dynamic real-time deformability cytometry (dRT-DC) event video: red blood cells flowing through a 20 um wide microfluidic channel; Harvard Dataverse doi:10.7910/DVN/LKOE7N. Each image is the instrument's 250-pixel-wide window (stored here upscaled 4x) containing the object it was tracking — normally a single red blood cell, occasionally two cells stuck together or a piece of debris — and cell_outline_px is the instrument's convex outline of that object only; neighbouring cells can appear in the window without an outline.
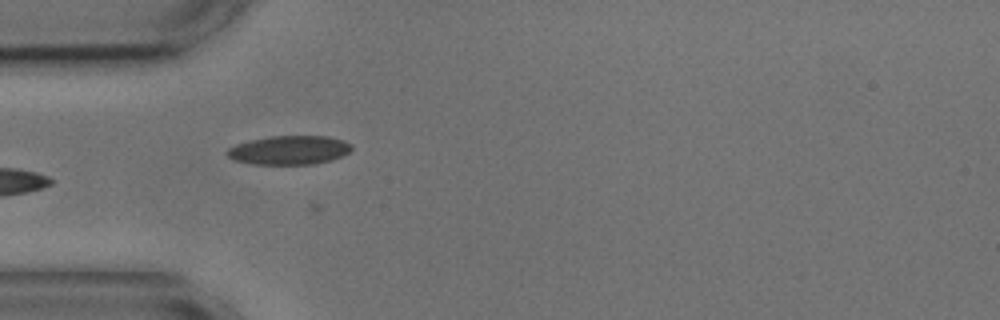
{"species": "common noctule bat (a hibernating species)", "species_latin": "Nyctalus noctula", "temperature_condition": "cold", "stored_images_in_passage": 13, "camera_frame_rate_fps": 3000, "um_per_image_px": 0.085, "animal": {"sex": "male", "body_mass_g": 17.9, "forearm_length_mm": 54.2}, "frame": {"image": 1, "passage_image": 5, "time_ms": 5.667, "image_size_px": [1000, 320], "cell_outline_px": [[352, 148], [348, 152], [332, 160], [316, 164], [252, 164], [232, 160], [224, 152], [228, 148], [236, 144], [248, 140], [268, 136], [328, 136], [344, 140], [352, 144]], "centroid_in_image_um": [24.55, 12.75], "position_along_channel_um": 60.4, "area_um2": 21.21}}
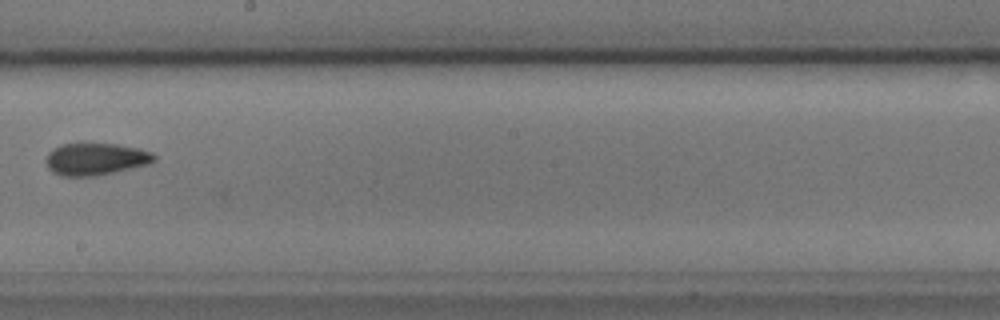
{"frame": {"image": 2, "passage_image": 9, "time_ms": 10.667, "image_size_px": [1000, 320], "cell_outline_px": [[156, 160], [148, 164], [96, 176], [60, 176], [52, 172], [48, 168], [48, 152], [60, 144], [116, 144], [140, 148], [152, 152], [156, 156]], "centroid_in_image_um": [8.15, 13.52], "position_along_channel_um": 240.0, "area_um2": 20.11}}